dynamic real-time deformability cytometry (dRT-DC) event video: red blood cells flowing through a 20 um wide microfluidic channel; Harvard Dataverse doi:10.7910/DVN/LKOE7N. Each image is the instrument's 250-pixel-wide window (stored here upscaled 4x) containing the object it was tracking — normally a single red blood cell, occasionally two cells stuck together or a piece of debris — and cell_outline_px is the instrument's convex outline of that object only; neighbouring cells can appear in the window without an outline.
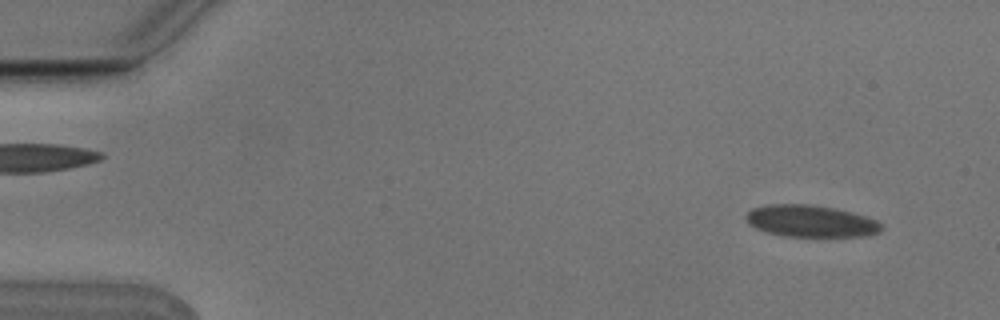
{"species": "Egyptian fruit bat (a non-hibernating species)", "species_latin": "Rousettus aegyptiacus", "temperature_condition": "cold", "stored_images_in_passage": 5, "camera_frame_rate_fps": 3000, "um_per_image_px": 0.085, "animal": {"sex": "male"}, "frame": {"image": 1, "passage_image": 1, "time_ms": 0.0, "image_size_px": [1000, 320], "cell_outline_px": [[884, 228], [880, 232], [868, 236], [784, 236], [768, 232], [756, 228], [748, 224], [744, 216], [752, 208], [768, 204], [808, 204], [832, 208], [864, 216], [876, 220]], "centroid_in_image_um": [68.88, 18.8], "position_along_channel_um": 16.1, "area_um2": 24.97}}